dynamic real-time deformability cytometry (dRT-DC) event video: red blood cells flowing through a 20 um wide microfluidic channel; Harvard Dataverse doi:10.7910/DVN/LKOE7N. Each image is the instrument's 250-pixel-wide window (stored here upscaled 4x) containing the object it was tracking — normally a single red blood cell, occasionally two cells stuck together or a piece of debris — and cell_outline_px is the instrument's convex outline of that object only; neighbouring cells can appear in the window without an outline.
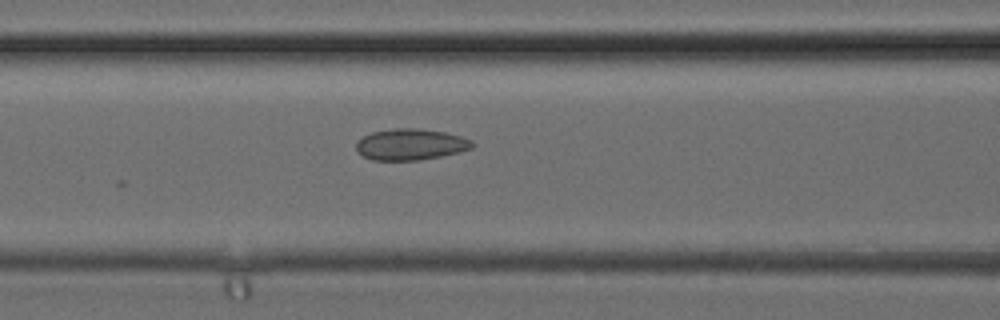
{"species": "common noctule bat (a hibernating species)", "species_latin": "Nyctalus noctula", "temperature_condition": "cold", "stored_images_in_passage": 19, "camera_frame_rate_fps": 3000, "um_per_image_px": 0.085, "animal": {"sex": "female", "body_mass_g": 24.6, "forearm_length_mm": 56.2}, "frame": {"image": 1, "passage_image": 16, "time_ms": 5.0, "image_size_px": [1000, 320], "cell_outline_px": [[476, 144], [472, 148], [460, 152], [420, 160], [372, 160], [364, 156], [356, 148], [356, 144], [364, 136], [372, 132], [392, 128], [420, 128], [444, 132], [460, 136], [472, 140]], "centroid_in_image_um": [34.94, 12.27], "position_along_channel_um": 131.7, "area_um2": 21.1}}
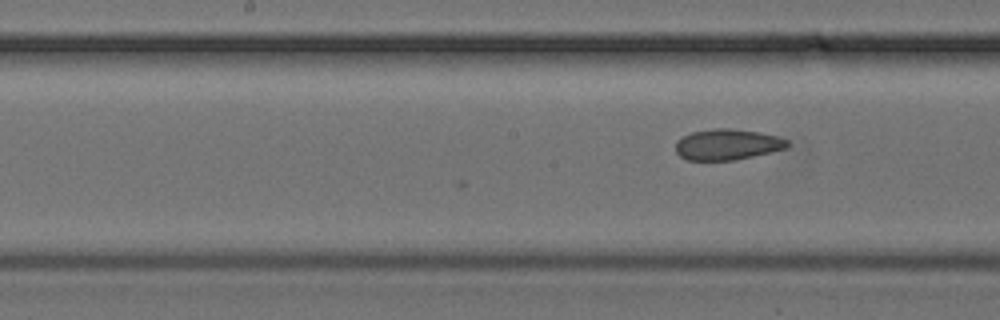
{"frame": {"image": 2, "passage_image": 19, "time_ms": 6.0, "image_size_px": [1000, 320], "cell_outline_px": [[792, 144], [788, 148], [736, 160], [688, 160], [680, 156], [676, 152], [676, 140], [692, 132], [712, 128], [732, 128], [760, 132], [776, 136], [788, 140]], "centroid_in_image_um": [61.86, 12.28], "position_along_channel_um": 186.3, "area_um2": 20.29}}